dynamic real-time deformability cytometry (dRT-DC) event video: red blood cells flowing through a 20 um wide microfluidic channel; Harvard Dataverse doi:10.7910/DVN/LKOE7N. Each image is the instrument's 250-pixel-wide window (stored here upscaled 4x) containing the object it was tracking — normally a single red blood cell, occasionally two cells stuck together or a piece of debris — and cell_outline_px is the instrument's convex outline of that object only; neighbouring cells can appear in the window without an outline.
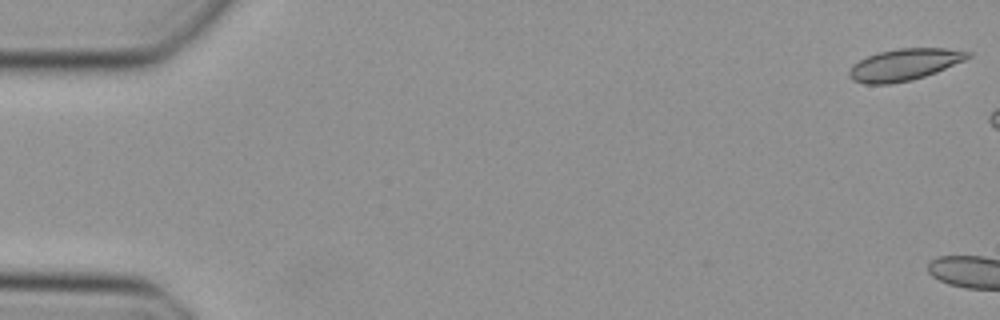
{"species": "Egyptian fruit bat (a non-hibernating species)", "species_latin": "Rousettus aegyptiacus", "temperature_condition": "cold", "stored_images_in_passage": 4, "camera_frame_rate_fps": 3000, "um_per_image_px": 0.085, "animal": {"sex": "female"}, "frame": {"image": 1, "passage_image": 1, "time_ms": 0.0, "image_size_px": [1000, 320], "cell_outline_px": [[972, 56], [964, 60], [936, 72], [912, 80], [888, 84], [864, 84], [852, 80], [848, 76], [848, 72], [852, 64], [868, 56], [880, 52], [896, 48], [948, 48], [972, 52]], "centroid_in_image_um": [76.86, 5.49], "position_along_channel_um": 8.1, "area_um2": 21.96}}